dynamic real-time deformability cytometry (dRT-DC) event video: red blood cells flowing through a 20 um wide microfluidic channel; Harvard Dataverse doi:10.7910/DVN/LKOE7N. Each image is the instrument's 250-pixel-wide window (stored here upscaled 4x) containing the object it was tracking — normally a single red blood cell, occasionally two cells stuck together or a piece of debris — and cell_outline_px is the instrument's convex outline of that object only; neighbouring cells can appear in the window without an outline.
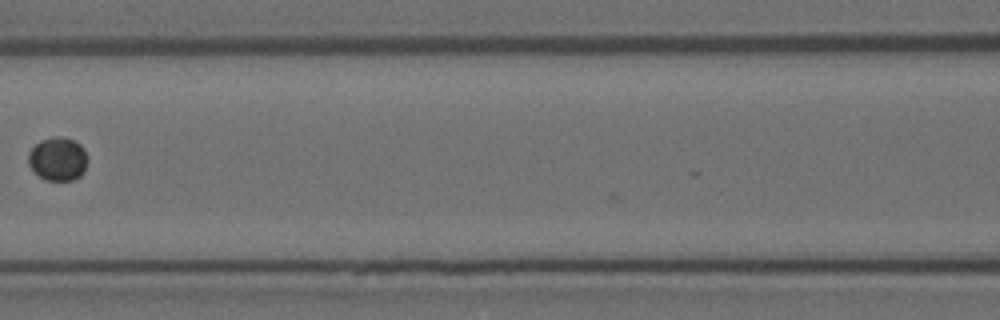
{"species": "Egyptian fruit bat (a non-hibernating species)", "species_latin": "Rousettus aegyptiacus", "temperature_condition": "room temperature", "stored_images_in_passage": 6, "camera_frame_rate_fps": 3000, "um_per_image_px": 0.085, "animal": {"sex": "female"}, "frame": {"image": 1, "passage_image": 5, "time_ms": 1.333, "image_size_px": [1000, 320], "cell_outline_px": [[88, 160], [84, 172], [80, 176], [72, 180], [44, 180], [28, 164], [28, 152], [40, 140], [52, 136], [60, 136], [72, 140], [80, 144], [84, 148], [88, 156]], "centroid_in_image_um": [4.94, 13.5], "position_along_channel_um": 161.7, "area_um2": 15.14}}